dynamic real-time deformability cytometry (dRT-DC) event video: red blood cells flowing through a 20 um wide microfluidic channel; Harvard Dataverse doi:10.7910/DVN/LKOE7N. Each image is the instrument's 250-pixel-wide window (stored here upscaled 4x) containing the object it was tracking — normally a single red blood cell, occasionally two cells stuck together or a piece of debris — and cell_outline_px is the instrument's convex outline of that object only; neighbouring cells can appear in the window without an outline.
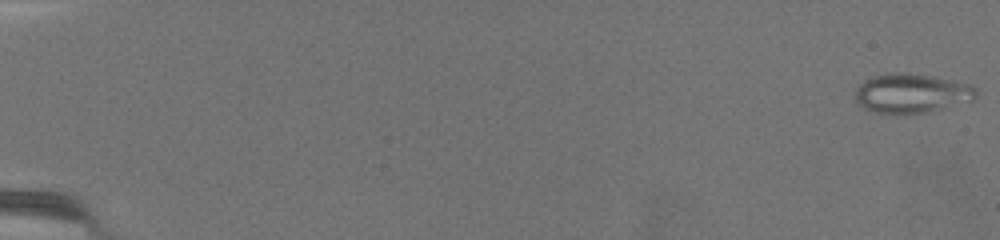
{"species": "common noctule bat (a hibernating species)", "species_latin": "Nyctalus noctula", "temperature_condition": "warm", "stored_images_in_passage": 62, "camera_frame_rate_fps": 3000, "um_per_image_px": 0.085, "animal": {"sex": "female", "body_mass_g": 19.5, "forearm_length_mm": 54.1}, "frame": {"image": 1, "passage_image": 1, "time_ms": 0.0, "image_size_px": [1000, 240], "cell_outline_px": [[976, 100], [928, 112], [876, 112], [864, 108], [856, 104], [856, 88], [864, 80], [876, 76], [892, 72], [908, 72], [932, 76], [972, 84], [976, 88]], "centroid_in_image_um": [77.52, 7.91], "position_along_channel_um": 7.5, "area_um2": 27.57}}
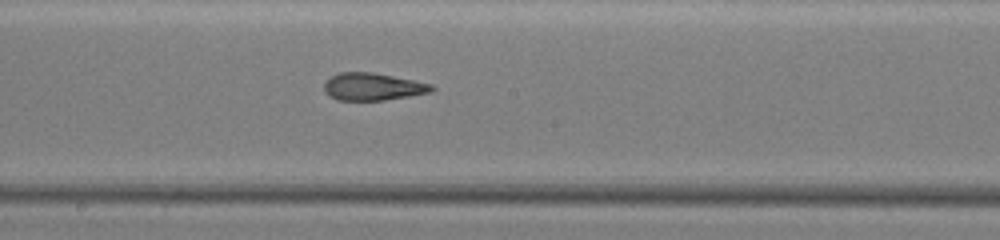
{"frame": {"image": 2, "passage_image": 43, "time_ms": 14.0, "image_size_px": [1000, 240], "cell_outline_px": [[436, 88], [432, 92], [384, 100], [336, 100], [328, 96], [324, 92], [324, 84], [332, 76], [340, 72], [372, 72], [416, 80], [432, 84]], "centroid_in_image_um": [31.7, 7.37], "position_along_channel_um": 216.5, "area_um2": 17.28}}
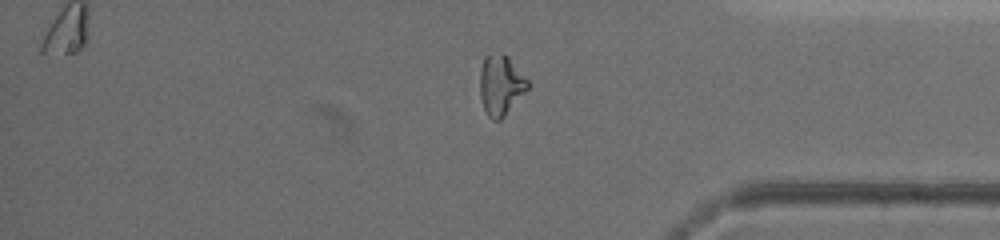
{"frame": {"image": 3, "passage_image": 62, "time_ms": 20.333, "image_size_px": [1000, 240], "cell_outline_px": [[528, 88], [504, 116], [500, 120], [492, 120], [488, 116], [484, 108], [480, 96], [480, 68], [484, 56], [508, 56], [528, 80]], "centroid_in_image_um": [42.55, 7.26], "position_along_channel_um": 392.7, "area_um2": 16.3}, "authors_computed_cell_mechanics": {"area_um2": 20.1722, "velocity_mm_per_s": 2.9822, "shape_relaxation_time_tau1_ms": null, "shape_relaxation_time_tau2_ms": 2.3447, "deformation_change_tau1": null, "deformation_change_tau2": 0.1027}}